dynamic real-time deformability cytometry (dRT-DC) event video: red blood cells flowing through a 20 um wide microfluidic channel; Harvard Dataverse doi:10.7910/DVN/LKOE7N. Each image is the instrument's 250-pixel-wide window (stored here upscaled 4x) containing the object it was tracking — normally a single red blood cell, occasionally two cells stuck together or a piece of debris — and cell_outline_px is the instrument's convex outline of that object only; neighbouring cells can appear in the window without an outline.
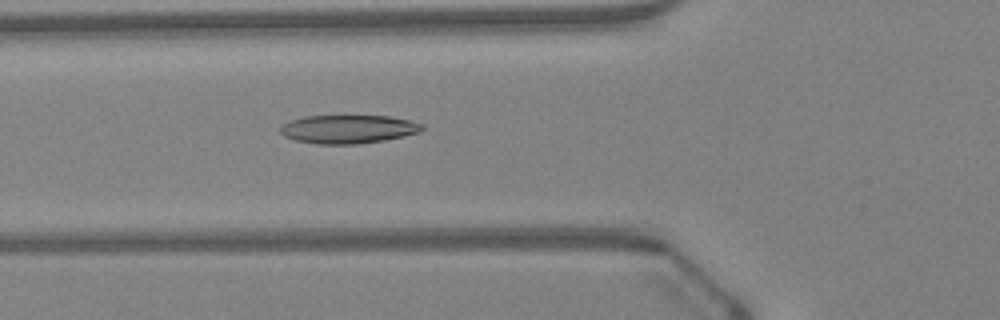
{"species": "Egyptian fruit bat (a non-hibernating species)", "species_latin": "Rousettus aegyptiacus", "temperature_condition": "warm", "stored_images_in_passage": 47, "camera_frame_rate_fps": 3000, "um_per_image_px": 0.085, "animal": {"sex": "female"}, "frame": {"image": 1, "passage_image": 17, "time_ms": 5.333, "image_size_px": [1000, 320], "cell_outline_px": [[424, 128], [420, 132], [404, 136], [384, 140], [356, 144], [316, 144], [296, 140], [284, 136], [280, 132], [280, 128], [284, 124], [292, 120], [304, 116], [388, 116], [408, 120], [424, 124]], "centroid_in_image_um": [29.61, 10.98], "position_along_channel_um": 96.2, "area_um2": 23.41}}
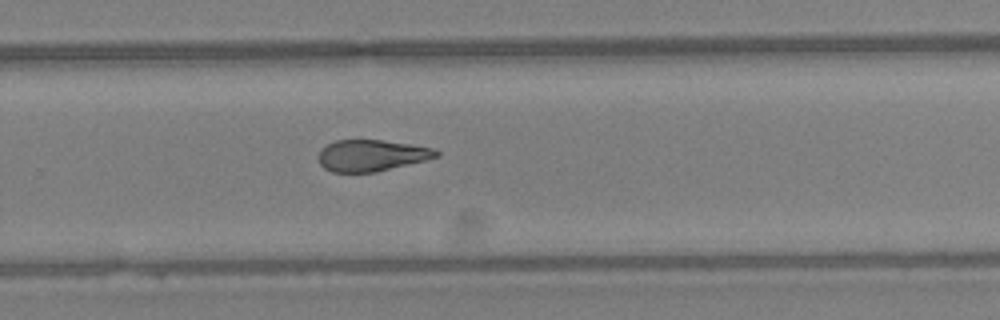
{"frame": {"image": 2, "passage_image": 31, "time_ms": 10.0, "image_size_px": [1000, 320], "cell_outline_px": [[440, 156], [376, 172], [332, 172], [324, 168], [320, 164], [320, 148], [336, 140], [380, 140], [408, 144], [432, 148], [440, 152]], "centroid_in_image_um": [31.56, 13.21], "position_along_channel_um": 298.2, "area_um2": 21.27}}
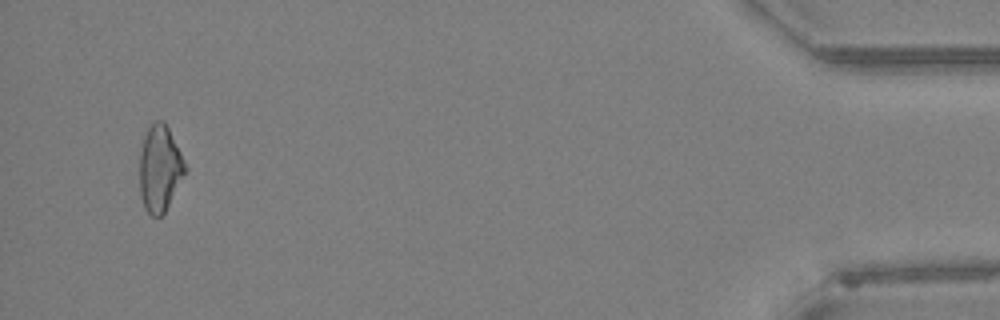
{"frame": {"image": 3, "passage_image": 45, "time_ms": 14.667, "image_size_px": [1000, 320], "cell_outline_px": [[188, 168], [164, 212], [160, 216], [152, 216], [144, 208], [140, 196], [140, 152], [144, 136], [148, 128], [156, 120], [164, 120]], "centroid_in_image_um": [13.57, 14.32], "position_along_channel_um": 421.6, "area_um2": 22.66}, "authors_computed_cell_mechanics": {"area_um2": 23.0044, "velocity_mm_per_s": 4.3467, "shape_relaxation_time_tau1_ms": null, "shape_relaxation_time_tau2_ms": 3.7836, "deformation_change_tau1": null, "deformation_change_tau2": 0.1292}}